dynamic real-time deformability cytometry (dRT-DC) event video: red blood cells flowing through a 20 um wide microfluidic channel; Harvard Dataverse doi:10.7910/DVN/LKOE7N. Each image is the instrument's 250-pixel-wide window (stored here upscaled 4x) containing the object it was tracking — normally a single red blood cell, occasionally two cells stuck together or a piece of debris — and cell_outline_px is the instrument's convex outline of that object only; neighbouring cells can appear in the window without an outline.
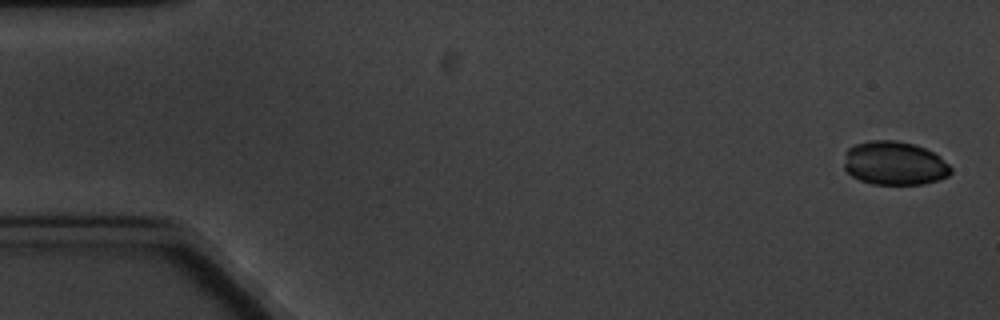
{"species": "common noctule bat (a hibernating species)", "species_latin": "Nyctalus noctula", "temperature_condition": "cold", "stored_images_in_passage": 7, "camera_frame_rate_fps": 3000, "um_per_image_px": 0.085, "animal": {"sex": "male", "body_mass_g": 20.1, "forearm_length_mm": 53.5}, "frame": {"image": 1, "passage_image": 1, "time_ms": 0.0, "image_size_px": [1000, 320], "cell_outline_px": [[952, 172], [948, 176], [940, 180], [924, 184], [872, 184], [860, 180], [852, 176], [844, 168], [844, 152], [848, 148], [856, 144], [868, 140], [896, 140], [916, 144], [940, 156], [952, 168]], "centroid_in_image_um": [76.03, 13.87], "position_along_channel_um": 9.0, "area_um2": 27.51}}